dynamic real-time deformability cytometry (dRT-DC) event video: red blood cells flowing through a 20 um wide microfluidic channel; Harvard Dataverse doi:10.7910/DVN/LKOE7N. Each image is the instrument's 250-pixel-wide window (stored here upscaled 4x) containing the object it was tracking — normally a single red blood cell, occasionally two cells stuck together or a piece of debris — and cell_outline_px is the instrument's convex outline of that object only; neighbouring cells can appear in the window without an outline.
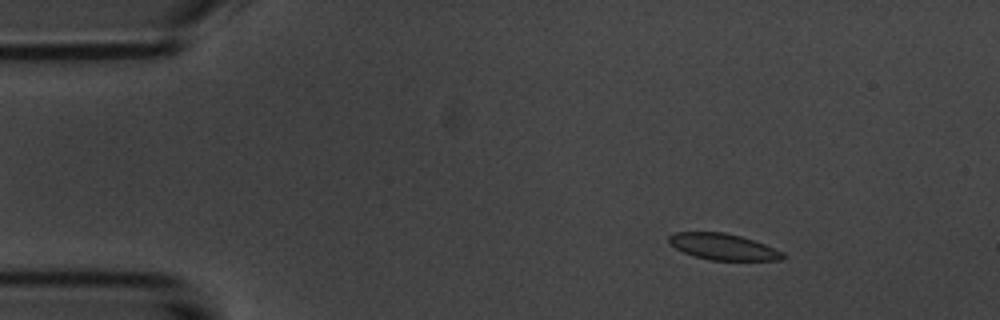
{"species": "common noctule bat (a hibernating species)", "species_latin": "Nyctalus noctula", "temperature_condition": "room temperature", "stored_images_in_passage": 47, "camera_frame_rate_fps": 3000, "um_per_image_px": 0.085, "animal": {"sex": "male", "body_mass_g": 20.1, "forearm_length_mm": 53.5}, "frame": {"image": 1, "passage_image": 1, "time_ms": 0.0, "image_size_px": [1000, 320], "cell_outline_px": [[788, 256], [784, 260], [708, 260], [692, 256], [668, 244], [668, 236], [672, 232], [724, 232], [740, 236], [764, 244], [784, 252]], "centroid_in_image_um": [61.45, 20.98], "position_along_channel_um": 23.5, "area_um2": 17.63}}
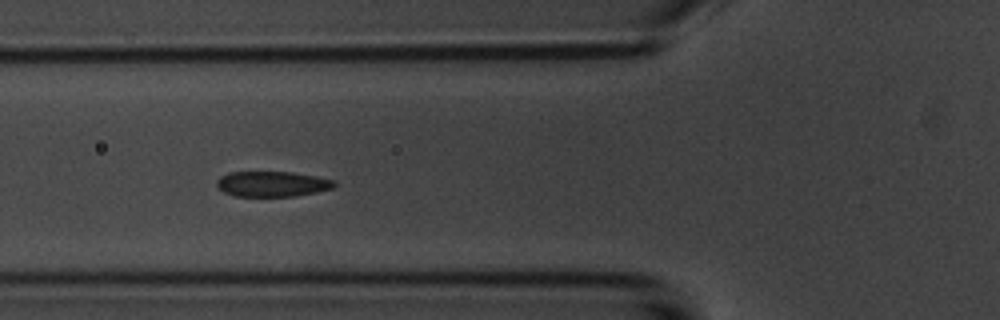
{"frame": {"image": 2, "passage_image": 13, "time_ms": 4.0, "image_size_px": [1000, 320], "cell_outline_px": [[336, 184], [332, 188], [316, 192], [296, 196], [236, 196], [224, 192], [216, 184], [216, 180], [220, 176], [228, 172], [292, 172], [316, 176], [336, 180]], "centroid_in_image_um": [23.14, 15.63], "position_along_channel_um": 102.7, "area_um2": 17.4}}
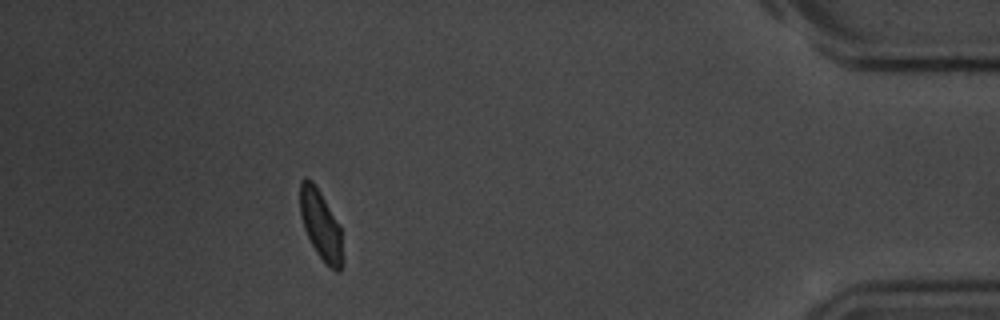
{"frame": {"image": 3, "passage_image": 42, "time_ms": 13.667, "image_size_px": [1000, 320], "cell_outline_px": [[344, 260], [340, 272], [336, 272], [316, 252], [304, 228], [300, 216], [300, 180], [312, 180], [320, 192], [340, 228], [344, 256]], "centroid_in_image_um": [27.28, 19.17], "position_along_channel_um": 407.9, "area_um2": 16.94}, "authors_computed_cell_mechanics": {"area_um2": 18.0914, "velocity_mm_per_s": 3.7205, "shape_relaxation_time_tau1_ms": 2.5154, "shape_relaxation_time_tau2_ms": 1.4743, "deformation_change_tau1": 0.1031, "deformation_change_tau2": 0.0486}}